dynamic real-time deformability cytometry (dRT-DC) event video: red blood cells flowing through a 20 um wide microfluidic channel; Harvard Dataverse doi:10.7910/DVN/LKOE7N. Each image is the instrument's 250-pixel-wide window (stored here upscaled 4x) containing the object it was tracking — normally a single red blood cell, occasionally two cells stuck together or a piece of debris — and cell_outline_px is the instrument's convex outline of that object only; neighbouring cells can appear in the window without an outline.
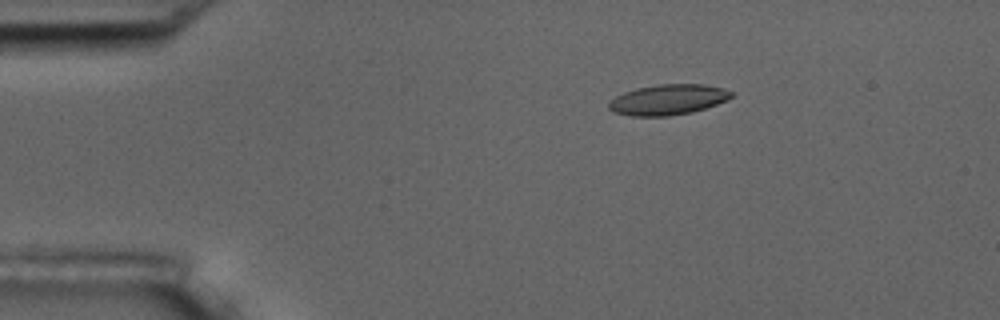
{"species": "common noctule bat (a hibernating species)", "species_latin": "Nyctalus noctula", "temperature_condition": "room temperature", "stored_images_in_passage": 5, "camera_frame_rate_fps": 3000, "um_per_image_px": 0.085, "animal": {"sex": "male", "body_mass_g": 17.5, "forearm_length_mm": 52.3}, "frame": {"image": 1, "passage_image": 3, "time_ms": 0.667, "image_size_px": [1000, 320], "cell_outline_px": [[732, 96], [728, 100], [692, 112], [668, 116], [632, 116], [612, 112], [608, 108], [608, 104], [616, 96], [624, 92], [636, 88], [660, 84], [704, 84], [720, 88], [732, 92]], "centroid_in_image_um": [56.75, 8.47], "position_along_channel_um": 28.2, "area_um2": 21.62}}